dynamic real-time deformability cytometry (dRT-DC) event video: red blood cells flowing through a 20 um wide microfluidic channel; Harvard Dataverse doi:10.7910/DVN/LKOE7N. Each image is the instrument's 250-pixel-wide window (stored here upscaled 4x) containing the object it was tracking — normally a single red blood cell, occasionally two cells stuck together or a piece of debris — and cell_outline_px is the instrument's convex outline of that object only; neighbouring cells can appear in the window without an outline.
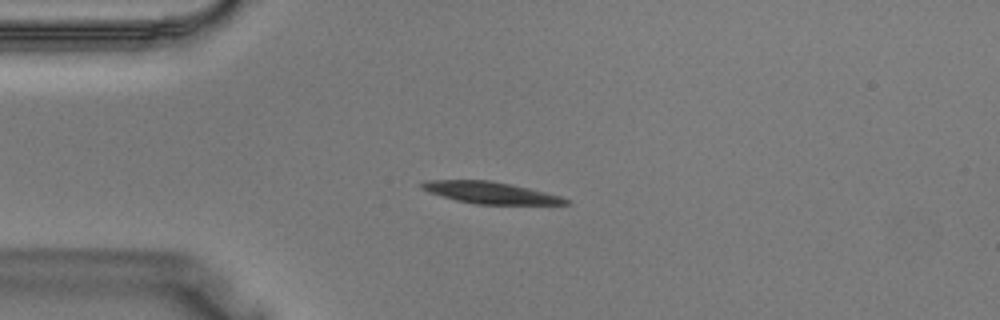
{"species": "Egyptian fruit bat (a non-hibernating species)", "species_latin": "Rousettus aegyptiacus", "temperature_condition": "warm", "stored_images_in_passage": 38, "camera_frame_rate_fps": 3000, "um_per_image_px": 0.085, "animal": {"sex": "male"}, "frame": {"image": 1, "passage_image": 9, "time_ms": 2.667, "image_size_px": [1000, 320], "cell_outline_px": [[572, 204], [476, 204], [456, 200], [428, 192], [420, 188], [420, 184], [424, 180], [492, 180], [512, 184], [560, 196], [568, 200]], "centroid_in_image_um": [41.63, 16.37], "position_along_channel_um": 43.4, "area_um2": 18.15}}
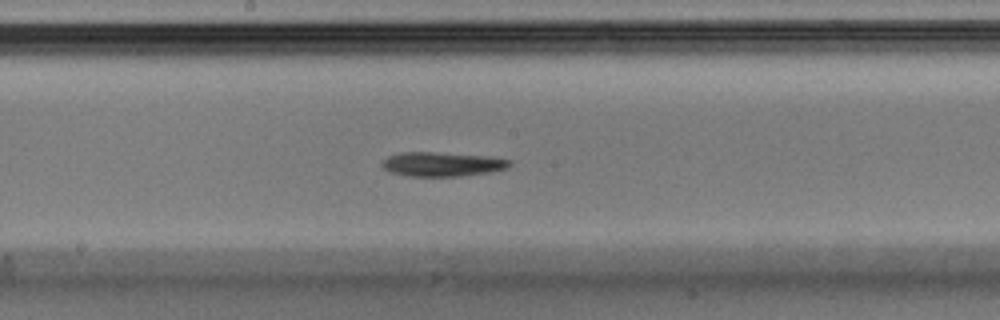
{"frame": {"image": 2, "passage_image": 20, "time_ms": 6.333, "image_size_px": [1000, 320], "cell_outline_px": [[512, 164], [508, 168], [492, 172], [460, 176], [408, 176], [392, 172], [384, 168], [380, 164], [388, 156], [400, 152], [436, 152], [484, 156], [512, 160]], "centroid_in_image_um": [37.6, 13.95], "position_along_channel_um": 210.6, "area_um2": 18.03}}
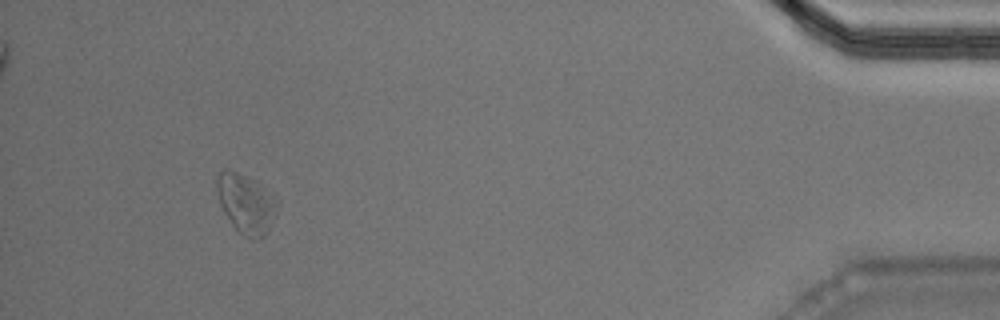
{"frame": {"image": 3, "passage_image": 36, "time_ms": 11.667, "image_size_px": [1000, 320], "cell_outline_px": [[280, 204], [268, 232], [264, 236], [256, 240], [252, 240], [244, 236], [232, 224], [224, 212], [220, 204], [216, 184], [216, 180], [220, 172], [224, 168], [228, 168], [256, 180], [280, 200]], "centroid_in_image_um": [20.96, 17.3], "position_along_channel_um": 414.2, "area_um2": 21.27}}